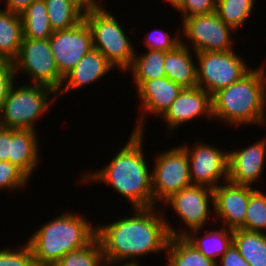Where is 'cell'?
Masks as SVG:
<instances>
[{
  "mask_svg": "<svg viewBox=\"0 0 266 266\" xmlns=\"http://www.w3.org/2000/svg\"><path fill=\"white\" fill-rule=\"evenodd\" d=\"M156 207L133 208L134 214L109 224L96 225V238L104 253L103 266L137 261L148 254L166 251L170 235L163 212ZM156 211V212H155Z\"/></svg>",
  "mask_w": 266,
  "mask_h": 266,
  "instance_id": "cell-1",
  "label": "cell"
},
{
  "mask_svg": "<svg viewBox=\"0 0 266 266\" xmlns=\"http://www.w3.org/2000/svg\"><path fill=\"white\" fill-rule=\"evenodd\" d=\"M143 132H134L115 157L94 173L82 175L84 182H100L112 186L128 199L134 208L154 207L152 175L143 153Z\"/></svg>",
  "mask_w": 266,
  "mask_h": 266,
  "instance_id": "cell-2",
  "label": "cell"
},
{
  "mask_svg": "<svg viewBox=\"0 0 266 266\" xmlns=\"http://www.w3.org/2000/svg\"><path fill=\"white\" fill-rule=\"evenodd\" d=\"M266 66L251 69L212 96V116L230 126L266 124ZM232 124V125H231Z\"/></svg>",
  "mask_w": 266,
  "mask_h": 266,
  "instance_id": "cell-3",
  "label": "cell"
},
{
  "mask_svg": "<svg viewBox=\"0 0 266 266\" xmlns=\"http://www.w3.org/2000/svg\"><path fill=\"white\" fill-rule=\"evenodd\" d=\"M96 238V226L85 216L63 213L36 230L26 241L37 266H54L67 253L86 247Z\"/></svg>",
  "mask_w": 266,
  "mask_h": 266,
  "instance_id": "cell-4",
  "label": "cell"
},
{
  "mask_svg": "<svg viewBox=\"0 0 266 266\" xmlns=\"http://www.w3.org/2000/svg\"><path fill=\"white\" fill-rule=\"evenodd\" d=\"M56 98L57 92L44 85L31 81L19 87L13 84L0 109V126L35 130L36 121L48 111Z\"/></svg>",
  "mask_w": 266,
  "mask_h": 266,
  "instance_id": "cell-5",
  "label": "cell"
},
{
  "mask_svg": "<svg viewBox=\"0 0 266 266\" xmlns=\"http://www.w3.org/2000/svg\"><path fill=\"white\" fill-rule=\"evenodd\" d=\"M117 19L103 4L101 8L84 14V20L92 33L93 48L124 72L132 64L135 47Z\"/></svg>",
  "mask_w": 266,
  "mask_h": 266,
  "instance_id": "cell-6",
  "label": "cell"
},
{
  "mask_svg": "<svg viewBox=\"0 0 266 266\" xmlns=\"http://www.w3.org/2000/svg\"><path fill=\"white\" fill-rule=\"evenodd\" d=\"M197 60V86L213 96L219 90L237 82L250 70L235 50L193 53Z\"/></svg>",
  "mask_w": 266,
  "mask_h": 266,
  "instance_id": "cell-7",
  "label": "cell"
},
{
  "mask_svg": "<svg viewBox=\"0 0 266 266\" xmlns=\"http://www.w3.org/2000/svg\"><path fill=\"white\" fill-rule=\"evenodd\" d=\"M12 65L16 76L27 73L33 84L50 87L57 93L65 84L52 54L49 39L23 38L18 56L12 61Z\"/></svg>",
  "mask_w": 266,
  "mask_h": 266,
  "instance_id": "cell-8",
  "label": "cell"
},
{
  "mask_svg": "<svg viewBox=\"0 0 266 266\" xmlns=\"http://www.w3.org/2000/svg\"><path fill=\"white\" fill-rule=\"evenodd\" d=\"M182 25L181 43L192 48L195 53L227 52L234 48L231 33L235 30L225 24L216 12L184 18ZM186 38L187 42L184 41Z\"/></svg>",
  "mask_w": 266,
  "mask_h": 266,
  "instance_id": "cell-9",
  "label": "cell"
},
{
  "mask_svg": "<svg viewBox=\"0 0 266 266\" xmlns=\"http://www.w3.org/2000/svg\"><path fill=\"white\" fill-rule=\"evenodd\" d=\"M155 166L151 170L154 207L158 201L163 203L173 194L192 185L186 150L175 146L158 153Z\"/></svg>",
  "mask_w": 266,
  "mask_h": 266,
  "instance_id": "cell-10",
  "label": "cell"
},
{
  "mask_svg": "<svg viewBox=\"0 0 266 266\" xmlns=\"http://www.w3.org/2000/svg\"><path fill=\"white\" fill-rule=\"evenodd\" d=\"M210 201L213 204V189L198 185L184 188L167 199L163 204L170 205L190 230H178L165 219L170 237H185L189 232L205 227L211 218Z\"/></svg>",
  "mask_w": 266,
  "mask_h": 266,
  "instance_id": "cell-11",
  "label": "cell"
},
{
  "mask_svg": "<svg viewBox=\"0 0 266 266\" xmlns=\"http://www.w3.org/2000/svg\"><path fill=\"white\" fill-rule=\"evenodd\" d=\"M181 145L187 153L192 185L215 189L220 179L228 181L229 153L210 144L195 143L191 148Z\"/></svg>",
  "mask_w": 266,
  "mask_h": 266,
  "instance_id": "cell-12",
  "label": "cell"
},
{
  "mask_svg": "<svg viewBox=\"0 0 266 266\" xmlns=\"http://www.w3.org/2000/svg\"><path fill=\"white\" fill-rule=\"evenodd\" d=\"M49 43L63 78L93 49L92 33L85 20L70 29L54 31Z\"/></svg>",
  "mask_w": 266,
  "mask_h": 266,
  "instance_id": "cell-13",
  "label": "cell"
},
{
  "mask_svg": "<svg viewBox=\"0 0 266 266\" xmlns=\"http://www.w3.org/2000/svg\"><path fill=\"white\" fill-rule=\"evenodd\" d=\"M136 95L141 101L142 113L138 116L134 132L145 133L147 114L163 116L183 88L167 77L142 81L136 88ZM147 113V114H146Z\"/></svg>",
  "mask_w": 266,
  "mask_h": 266,
  "instance_id": "cell-14",
  "label": "cell"
},
{
  "mask_svg": "<svg viewBox=\"0 0 266 266\" xmlns=\"http://www.w3.org/2000/svg\"><path fill=\"white\" fill-rule=\"evenodd\" d=\"M224 183L213 189V211L216 214L214 220L221 219L224 227L233 231L238 230L244 226L246 209L253 188L229 181Z\"/></svg>",
  "mask_w": 266,
  "mask_h": 266,
  "instance_id": "cell-15",
  "label": "cell"
},
{
  "mask_svg": "<svg viewBox=\"0 0 266 266\" xmlns=\"http://www.w3.org/2000/svg\"><path fill=\"white\" fill-rule=\"evenodd\" d=\"M202 115L206 116L208 121L213 119L212 96L196 86L193 88H183L169 109L160 118L165 120L166 124L168 123L167 129L169 133L179 128L181 124L188 123Z\"/></svg>",
  "mask_w": 266,
  "mask_h": 266,
  "instance_id": "cell-16",
  "label": "cell"
},
{
  "mask_svg": "<svg viewBox=\"0 0 266 266\" xmlns=\"http://www.w3.org/2000/svg\"><path fill=\"white\" fill-rule=\"evenodd\" d=\"M228 153V181L248 186L257 183L266 164V139Z\"/></svg>",
  "mask_w": 266,
  "mask_h": 266,
  "instance_id": "cell-17",
  "label": "cell"
},
{
  "mask_svg": "<svg viewBox=\"0 0 266 266\" xmlns=\"http://www.w3.org/2000/svg\"><path fill=\"white\" fill-rule=\"evenodd\" d=\"M115 68L105 56L98 50L92 49L89 53L77 63V65L64 77V82L67 83L61 86L57 93V98L64 92L69 90H76L97 82ZM63 87V89H62Z\"/></svg>",
  "mask_w": 266,
  "mask_h": 266,
  "instance_id": "cell-18",
  "label": "cell"
},
{
  "mask_svg": "<svg viewBox=\"0 0 266 266\" xmlns=\"http://www.w3.org/2000/svg\"><path fill=\"white\" fill-rule=\"evenodd\" d=\"M36 134L35 130L10 128L9 162L18 167L28 178L40 163Z\"/></svg>",
  "mask_w": 266,
  "mask_h": 266,
  "instance_id": "cell-19",
  "label": "cell"
},
{
  "mask_svg": "<svg viewBox=\"0 0 266 266\" xmlns=\"http://www.w3.org/2000/svg\"><path fill=\"white\" fill-rule=\"evenodd\" d=\"M189 47L180 43L173 50L165 52L164 70L166 77L182 88L197 86V69Z\"/></svg>",
  "mask_w": 266,
  "mask_h": 266,
  "instance_id": "cell-20",
  "label": "cell"
},
{
  "mask_svg": "<svg viewBox=\"0 0 266 266\" xmlns=\"http://www.w3.org/2000/svg\"><path fill=\"white\" fill-rule=\"evenodd\" d=\"M22 40L20 14L0 9V61L12 62L18 56Z\"/></svg>",
  "mask_w": 266,
  "mask_h": 266,
  "instance_id": "cell-21",
  "label": "cell"
},
{
  "mask_svg": "<svg viewBox=\"0 0 266 266\" xmlns=\"http://www.w3.org/2000/svg\"><path fill=\"white\" fill-rule=\"evenodd\" d=\"M201 229L189 232L184 238L199 250L205 257L217 262L233 243V230L222 227L220 230H206L199 237ZM198 236H197V235Z\"/></svg>",
  "mask_w": 266,
  "mask_h": 266,
  "instance_id": "cell-22",
  "label": "cell"
},
{
  "mask_svg": "<svg viewBox=\"0 0 266 266\" xmlns=\"http://www.w3.org/2000/svg\"><path fill=\"white\" fill-rule=\"evenodd\" d=\"M164 253L168 257L166 266H216L184 237H170Z\"/></svg>",
  "mask_w": 266,
  "mask_h": 266,
  "instance_id": "cell-23",
  "label": "cell"
},
{
  "mask_svg": "<svg viewBox=\"0 0 266 266\" xmlns=\"http://www.w3.org/2000/svg\"><path fill=\"white\" fill-rule=\"evenodd\" d=\"M20 16L23 38L49 39L53 34L44 0L33 1Z\"/></svg>",
  "mask_w": 266,
  "mask_h": 266,
  "instance_id": "cell-24",
  "label": "cell"
},
{
  "mask_svg": "<svg viewBox=\"0 0 266 266\" xmlns=\"http://www.w3.org/2000/svg\"><path fill=\"white\" fill-rule=\"evenodd\" d=\"M233 244L250 266H266L265 233L234 230Z\"/></svg>",
  "mask_w": 266,
  "mask_h": 266,
  "instance_id": "cell-25",
  "label": "cell"
},
{
  "mask_svg": "<svg viewBox=\"0 0 266 266\" xmlns=\"http://www.w3.org/2000/svg\"><path fill=\"white\" fill-rule=\"evenodd\" d=\"M164 58L165 51L147 50L141 56L135 53L131 66L126 70L132 73L135 87L142 81L166 77Z\"/></svg>",
  "mask_w": 266,
  "mask_h": 266,
  "instance_id": "cell-26",
  "label": "cell"
},
{
  "mask_svg": "<svg viewBox=\"0 0 266 266\" xmlns=\"http://www.w3.org/2000/svg\"><path fill=\"white\" fill-rule=\"evenodd\" d=\"M53 31L67 30L84 20V13L68 0H44Z\"/></svg>",
  "mask_w": 266,
  "mask_h": 266,
  "instance_id": "cell-27",
  "label": "cell"
},
{
  "mask_svg": "<svg viewBox=\"0 0 266 266\" xmlns=\"http://www.w3.org/2000/svg\"><path fill=\"white\" fill-rule=\"evenodd\" d=\"M255 0H217L216 13L235 31L244 25L254 8Z\"/></svg>",
  "mask_w": 266,
  "mask_h": 266,
  "instance_id": "cell-28",
  "label": "cell"
},
{
  "mask_svg": "<svg viewBox=\"0 0 266 266\" xmlns=\"http://www.w3.org/2000/svg\"><path fill=\"white\" fill-rule=\"evenodd\" d=\"M102 247L97 238L84 248L67 253L54 266H103Z\"/></svg>",
  "mask_w": 266,
  "mask_h": 266,
  "instance_id": "cell-29",
  "label": "cell"
},
{
  "mask_svg": "<svg viewBox=\"0 0 266 266\" xmlns=\"http://www.w3.org/2000/svg\"><path fill=\"white\" fill-rule=\"evenodd\" d=\"M241 229L266 234V193L258 189L251 191L245 214V223Z\"/></svg>",
  "mask_w": 266,
  "mask_h": 266,
  "instance_id": "cell-30",
  "label": "cell"
},
{
  "mask_svg": "<svg viewBox=\"0 0 266 266\" xmlns=\"http://www.w3.org/2000/svg\"><path fill=\"white\" fill-rule=\"evenodd\" d=\"M17 247L0 249V266H37L27 242Z\"/></svg>",
  "mask_w": 266,
  "mask_h": 266,
  "instance_id": "cell-31",
  "label": "cell"
},
{
  "mask_svg": "<svg viewBox=\"0 0 266 266\" xmlns=\"http://www.w3.org/2000/svg\"><path fill=\"white\" fill-rule=\"evenodd\" d=\"M30 179L9 161L0 160V189L15 190L28 184Z\"/></svg>",
  "mask_w": 266,
  "mask_h": 266,
  "instance_id": "cell-32",
  "label": "cell"
},
{
  "mask_svg": "<svg viewBox=\"0 0 266 266\" xmlns=\"http://www.w3.org/2000/svg\"><path fill=\"white\" fill-rule=\"evenodd\" d=\"M171 34L164 32L161 29L152 30L151 33L147 34V37H144L148 50H158V51H170L173 50L176 46L181 43V34H175L173 37H170Z\"/></svg>",
  "mask_w": 266,
  "mask_h": 266,
  "instance_id": "cell-33",
  "label": "cell"
},
{
  "mask_svg": "<svg viewBox=\"0 0 266 266\" xmlns=\"http://www.w3.org/2000/svg\"><path fill=\"white\" fill-rule=\"evenodd\" d=\"M217 0H182L177 8L182 14V19L193 16L210 14L216 11Z\"/></svg>",
  "mask_w": 266,
  "mask_h": 266,
  "instance_id": "cell-34",
  "label": "cell"
},
{
  "mask_svg": "<svg viewBox=\"0 0 266 266\" xmlns=\"http://www.w3.org/2000/svg\"><path fill=\"white\" fill-rule=\"evenodd\" d=\"M16 74L9 61H0V109L5 101L8 93L15 83Z\"/></svg>",
  "mask_w": 266,
  "mask_h": 266,
  "instance_id": "cell-35",
  "label": "cell"
},
{
  "mask_svg": "<svg viewBox=\"0 0 266 266\" xmlns=\"http://www.w3.org/2000/svg\"><path fill=\"white\" fill-rule=\"evenodd\" d=\"M220 261V262H219ZM216 266H250L232 243L227 251L217 260Z\"/></svg>",
  "mask_w": 266,
  "mask_h": 266,
  "instance_id": "cell-36",
  "label": "cell"
},
{
  "mask_svg": "<svg viewBox=\"0 0 266 266\" xmlns=\"http://www.w3.org/2000/svg\"><path fill=\"white\" fill-rule=\"evenodd\" d=\"M10 128L0 126V160L9 161Z\"/></svg>",
  "mask_w": 266,
  "mask_h": 266,
  "instance_id": "cell-37",
  "label": "cell"
},
{
  "mask_svg": "<svg viewBox=\"0 0 266 266\" xmlns=\"http://www.w3.org/2000/svg\"><path fill=\"white\" fill-rule=\"evenodd\" d=\"M79 8L84 14L95 11L101 8L100 1L96 0H68Z\"/></svg>",
  "mask_w": 266,
  "mask_h": 266,
  "instance_id": "cell-38",
  "label": "cell"
},
{
  "mask_svg": "<svg viewBox=\"0 0 266 266\" xmlns=\"http://www.w3.org/2000/svg\"><path fill=\"white\" fill-rule=\"evenodd\" d=\"M6 5L4 9L15 13L23 12L33 1L36 0H5Z\"/></svg>",
  "mask_w": 266,
  "mask_h": 266,
  "instance_id": "cell-39",
  "label": "cell"
},
{
  "mask_svg": "<svg viewBox=\"0 0 266 266\" xmlns=\"http://www.w3.org/2000/svg\"><path fill=\"white\" fill-rule=\"evenodd\" d=\"M169 1V3L172 5L174 8H178L182 2V0H166Z\"/></svg>",
  "mask_w": 266,
  "mask_h": 266,
  "instance_id": "cell-40",
  "label": "cell"
},
{
  "mask_svg": "<svg viewBox=\"0 0 266 266\" xmlns=\"http://www.w3.org/2000/svg\"><path fill=\"white\" fill-rule=\"evenodd\" d=\"M125 262H123L124 264L123 265H120V266H139L138 261H128V262L125 261Z\"/></svg>",
  "mask_w": 266,
  "mask_h": 266,
  "instance_id": "cell-41",
  "label": "cell"
}]
</instances>
